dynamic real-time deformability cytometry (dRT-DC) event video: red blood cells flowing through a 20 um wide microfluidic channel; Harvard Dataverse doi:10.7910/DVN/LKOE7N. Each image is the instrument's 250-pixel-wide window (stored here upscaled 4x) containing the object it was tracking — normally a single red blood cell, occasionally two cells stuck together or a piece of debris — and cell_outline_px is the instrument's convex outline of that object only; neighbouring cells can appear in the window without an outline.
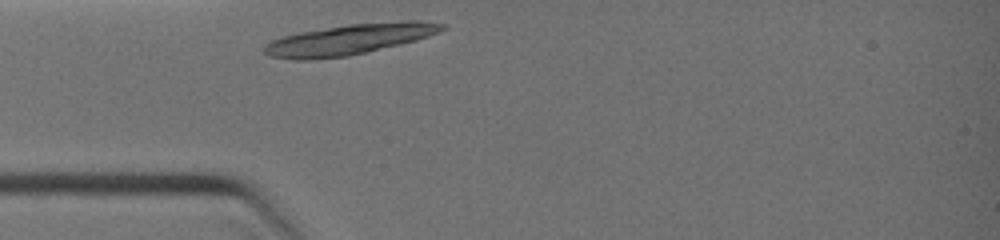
{"species": "common noctule bat (a hibernating species)", "species_latin": "Nyctalus noctula", "temperature_condition": "warm", "stored_images_in_passage": 30, "camera_frame_rate_fps": 3000, "um_per_image_px": 0.085, "animal": {"sex": "female", "body_mass_g": 19.0, "forearm_length_mm": 51.5}, "frame": {"image": 1, "passage_image": 1, "time_ms": 0.0, "image_size_px": [1000, 240], "cell_outline_px": [[448, 28], [440, 32], [416, 40], [348, 56], [308, 60], [292, 60], [272, 56], [264, 52], [260, 48], [264, 44], [272, 40], [284, 36], [300, 32], [348, 24], [404, 20], [420, 20], [448, 24]], "centroid_in_image_um": [29.72, 3.34], "position_along_channel_um": 55.3, "area_um2": 31.85}}
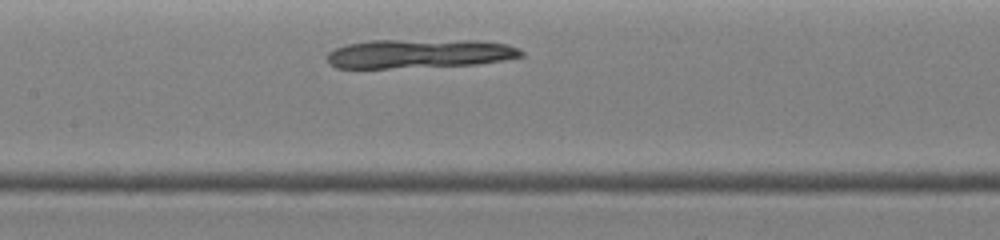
{"frame": {"image": 2, "passage_image": 11, "time_ms": 2.333, "image_size_px": [1000, 240], "cell_outline_px": [[524, 56], [504, 60], [476, 64], [388, 68], [336, 68], [328, 64], [328, 52], [336, 48], [348, 44], [372, 40], [480, 40], [508, 44], [520, 48], [524, 52]], "centroid_in_image_um": [35.69, 4.55], "position_along_channel_um": 171.7, "area_um2": 32.95}}
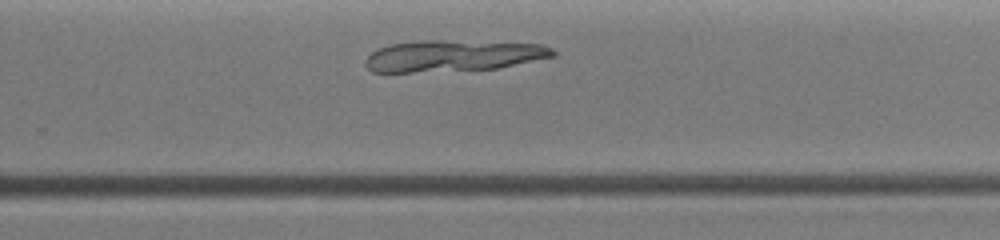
{"frame": {"image": 3, "passage_image": 21, "time_ms": 4.667, "image_size_px": [1000, 240], "cell_outline_px": [[556, 56], [496, 68], [412, 72], [372, 72], [364, 64], [364, 60], [372, 52], [380, 48], [392, 44], [420, 40], [440, 40], [540, 44], [552, 48], [556, 52]], "centroid_in_image_um": [38.49, 4.74], "position_along_channel_um": 291.3, "area_um2": 33.93}}